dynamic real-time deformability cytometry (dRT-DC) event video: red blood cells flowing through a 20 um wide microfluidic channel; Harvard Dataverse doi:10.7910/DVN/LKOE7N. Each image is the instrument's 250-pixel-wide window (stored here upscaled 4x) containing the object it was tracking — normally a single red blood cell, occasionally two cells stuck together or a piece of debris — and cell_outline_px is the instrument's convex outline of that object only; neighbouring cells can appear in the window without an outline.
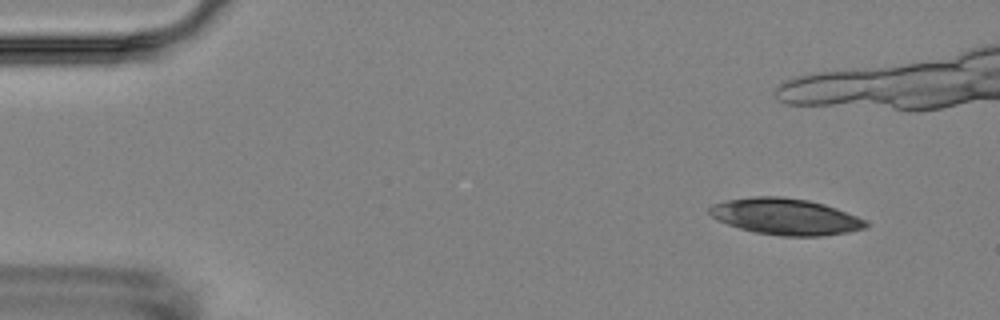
{"species": "Egyptian fruit bat (a non-hibernating species)", "species_latin": "Rousettus aegyptiacus", "temperature_condition": "room temperature", "stored_images_in_passage": 11, "segment_of_instrument_passage": [1, 2], "camera_frame_rate_fps": 3000, "um_per_image_px": 0.085, "animal": {"sex": "female"}, "frame": {"image": 1, "passage_image": 1, "time_ms": 0.0, "image_size_px": [1000, 320], "cell_outline_px": [[868, 228], [848, 232], [820, 236], [780, 236], [756, 232], [740, 228], [728, 224], [712, 216], [708, 212], [708, 208], [712, 204], [724, 200], [752, 196], [780, 196], [808, 200], [824, 204], [836, 208], [868, 220]], "centroid_in_image_um": [66.79, 18.4], "position_along_channel_um": 18.2, "area_um2": 33.23}}
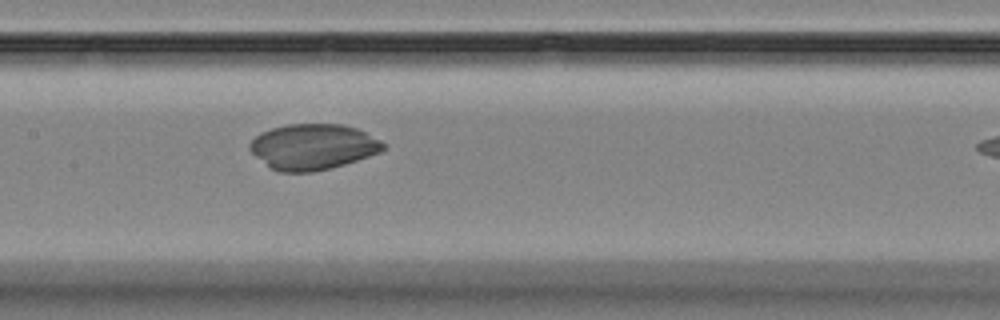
{"frame": {"image": 2, "passage_image": 10, "time_ms": 10.333, "image_size_px": [1000, 320], "cell_outline_px": [[388, 144], [380, 152], [344, 164], [312, 172], [280, 172], [272, 168], [256, 156], [248, 148], [248, 144], [260, 132], [272, 128], [288, 124], [340, 124], [356, 128]], "centroid_in_image_um": [26.59, 12.47], "position_along_channel_um": 180.8, "area_um2": 35.2}}